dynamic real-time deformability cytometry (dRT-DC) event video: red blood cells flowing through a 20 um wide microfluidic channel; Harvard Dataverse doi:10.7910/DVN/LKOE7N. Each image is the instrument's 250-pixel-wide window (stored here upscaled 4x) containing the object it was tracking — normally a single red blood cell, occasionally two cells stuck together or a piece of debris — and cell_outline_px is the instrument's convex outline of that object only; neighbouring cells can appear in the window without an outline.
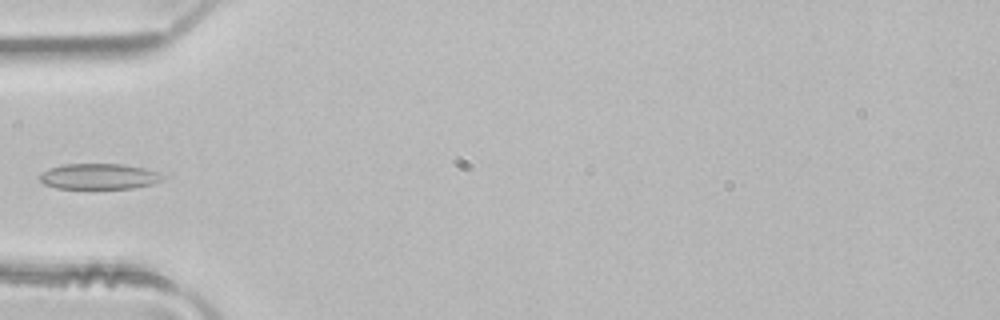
{"species": "common noctule bat (a hibernating species)", "species_latin": "Nyctalus noctula", "temperature_condition": "room temperature", "stored_images_in_passage": 5, "camera_frame_rate_fps": 3000, "um_per_image_px": 0.085, "animal": {"sex": "male", "body_mass_g": 21.5, "forearm_length_mm": 52.0}, "frame": {"image": 1, "passage_image": 5, "time_ms": 1.333, "image_size_px": [1000, 320], "cell_outline_px": [[164, 180], [152, 184], [132, 188], [56, 188], [44, 184], [36, 176], [48, 168], [60, 164], [124, 164], [144, 168], [160, 172], [164, 176]], "centroid_in_image_um": [8.4, 14.98], "position_along_channel_um": 76.6, "area_um2": 18.61}}